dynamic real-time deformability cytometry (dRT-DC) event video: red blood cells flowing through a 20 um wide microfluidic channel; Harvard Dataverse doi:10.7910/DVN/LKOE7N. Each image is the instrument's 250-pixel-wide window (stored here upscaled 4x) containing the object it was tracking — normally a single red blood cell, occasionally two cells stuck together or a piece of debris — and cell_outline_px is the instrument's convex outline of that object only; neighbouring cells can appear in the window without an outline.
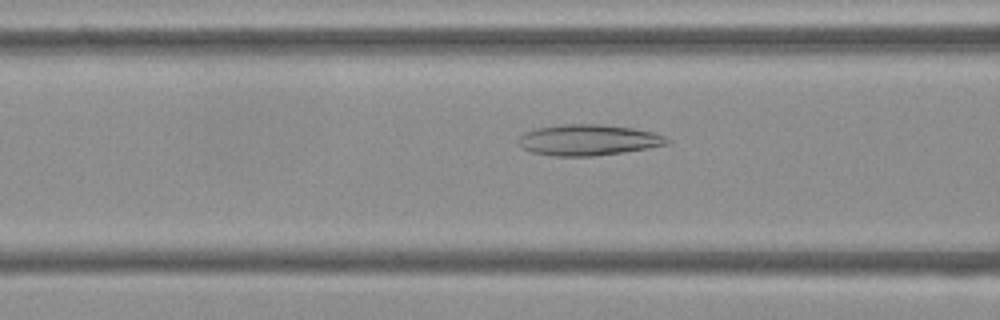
{"species": "Egyptian fruit bat (a non-hibernating species)", "species_latin": "Rousettus aegyptiacus", "temperature_condition": "cold", "stored_images_in_passage": 53, "camera_frame_rate_fps": 3000, "um_per_image_px": 0.085, "frame": {"image": 1, "passage_image": 20, "time_ms": 6.333, "image_size_px": [1000, 320], "cell_outline_px": [[672, 144], [624, 152], [592, 156], [552, 156], [532, 152], [524, 148], [516, 140], [524, 132], [536, 128], [564, 124], [600, 124], [632, 128], [652, 132], [664, 136], [672, 140]], "centroid_in_image_um": [50.03, 11.9], "position_along_channel_um": 116.6, "area_um2": 26.88}}
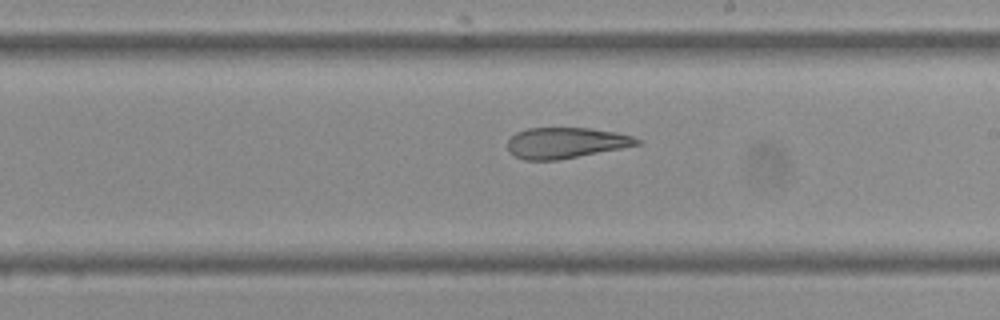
{"frame": {"image": 2, "passage_image": 30, "time_ms": 9.667, "image_size_px": [1000, 320], "cell_outline_px": [[640, 144], [620, 148], [556, 160], [524, 160], [508, 152], [508, 140], [516, 132], [528, 128], [592, 128], [616, 132], [632, 136], [640, 140]], "centroid_in_image_um": [48.05, 12.13], "position_along_channel_um": 240.9, "area_um2": 23.0}}
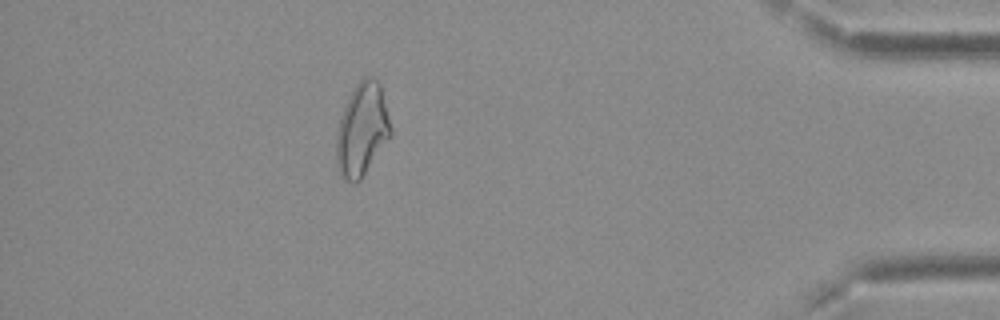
{"frame": {"image": 3, "passage_image": 47, "time_ms": 15.333, "image_size_px": [1000, 320], "cell_outline_px": [[392, 136], [360, 180], [356, 184], [352, 184], [344, 180], [340, 176], [336, 160], [336, 132], [340, 116], [352, 88], [364, 76], [372, 76], [380, 84], [392, 128]], "centroid_in_image_um": [30.76, 11.04], "position_along_channel_um": 404.4, "area_um2": 29.88}, "authors_computed_cell_mechanics": {"area_um2": 28.4954, "velocity_mm_per_s": 3.7172, "shape_relaxation_time_tau1_ms": null, "shape_relaxation_time_tau2_ms": 4.5989, "deformation_change_tau1": null, "deformation_change_tau2": 0.1317}}